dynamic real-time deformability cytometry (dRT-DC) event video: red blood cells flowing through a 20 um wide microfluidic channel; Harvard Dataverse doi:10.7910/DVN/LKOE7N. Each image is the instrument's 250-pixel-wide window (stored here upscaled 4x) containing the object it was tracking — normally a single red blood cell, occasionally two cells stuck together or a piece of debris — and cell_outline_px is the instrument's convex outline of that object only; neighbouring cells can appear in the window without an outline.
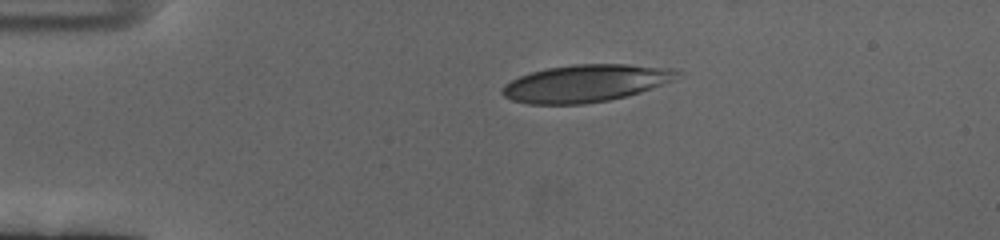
{"species": "human", "species_latin": "Homo sapiens", "temperature_condition": "cold", "stored_images_in_passage": 48, "camera_frame_rate_fps": 3000, "um_per_image_px": 0.085, "donor": {"sex": "female"}, "frame": {"image": 1, "passage_image": 1, "time_ms": 0.0, "image_size_px": [1000, 240], "cell_outline_px": [[660, 72], [652, 84], [648, 88], [624, 96], [604, 100], [576, 104], [536, 104], [516, 100], [508, 96], [504, 92], [504, 88], [512, 80], [536, 72], [552, 68], [584, 64], [620, 64], [644, 68]], "centroid_in_image_um": [49.33, 7.13], "position_along_channel_um": 35.7, "area_um2": 33.35}}
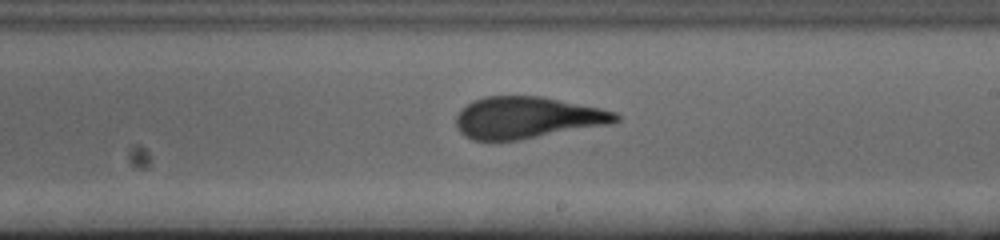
{"frame": {"image": 2, "passage_image": 24, "time_ms": 7.667, "image_size_px": [1000, 240], "cell_outline_px": [[616, 120], [512, 140], [476, 140], [468, 136], [460, 128], [456, 120], [460, 112], [468, 104], [476, 100], [492, 96], [532, 96], [596, 108], [612, 112], [616, 116]], "centroid_in_image_um": [44.62, 9.98], "position_along_channel_um": 244.4, "area_um2": 35.55}}
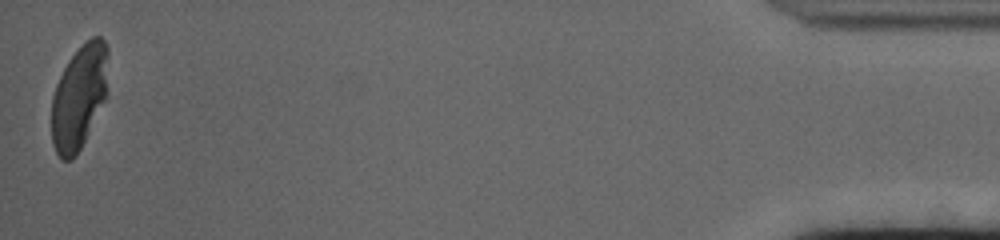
{"frame": {"image": 3, "passage_image": 48, "time_ms": 15.667, "image_size_px": [1000, 240], "cell_outline_px": [[104, 96], [84, 140], [80, 148], [68, 160], [64, 160], [56, 152], [52, 140], [52, 100], [60, 76], [64, 68], [72, 56], [92, 36], [100, 36], [104, 40]], "centroid_in_image_um": [6.64, 8.28], "position_along_channel_um": 428.6, "area_um2": 31.85}, "authors_computed_cell_mechanics": {"area_um2": 35.3736, "velocity_mm_per_s": 3.352, "shape_relaxation_time_tau1_ms": 6.809, "shape_relaxation_time_tau2_ms": 1.5078, "deformation_change_tau1": 0.2335, "deformation_change_tau2": 0.1106}}